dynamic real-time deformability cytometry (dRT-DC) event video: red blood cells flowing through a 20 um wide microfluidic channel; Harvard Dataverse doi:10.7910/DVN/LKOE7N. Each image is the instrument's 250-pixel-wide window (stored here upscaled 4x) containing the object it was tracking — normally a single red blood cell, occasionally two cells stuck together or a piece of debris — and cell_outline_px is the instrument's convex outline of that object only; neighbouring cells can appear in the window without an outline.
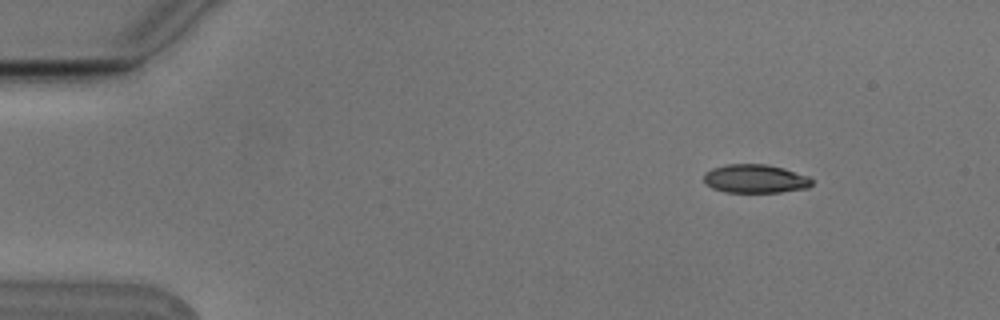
{"species": "Egyptian fruit bat (a non-hibernating species)", "species_latin": "Rousettus aegyptiacus", "temperature_condition": "cold", "stored_images_in_passage": 6, "camera_frame_rate_fps": 3000, "um_per_image_px": 0.085, "animal": {"sex": "male"}, "frame": {"image": 1, "passage_image": 2, "time_ms": 0.333, "image_size_px": [1000, 320], "cell_outline_px": [[812, 184], [808, 188], [780, 192], [724, 192], [712, 188], [704, 184], [704, 172], [712, 168], [728, 164], [764, 164], [784, 168], [808, 176], [812, 180]], "centroid_in_image_um": [64.17, 15.19], "position_along_channel_um": 20.8, "area_um2": 18.09}}
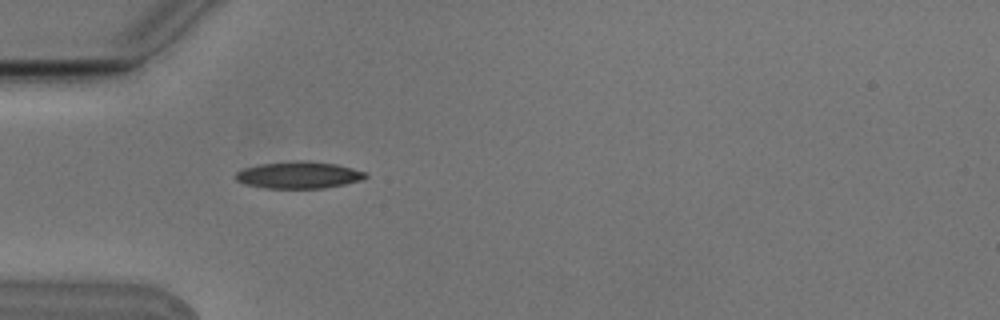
{"frame": {"image": 2, "passage_image": 5, "time_ms": 1.333, "image_size_px": [1000, 320], "cell_outline_px": [[368, 176], [360, 180], [344, 184], [324, 188], [264, 188], [244, 184], [236, 180], [236, 172], [244, 168], [260, 164], [296, 160], [304, 160], [336, 164], [368, 172]], "centroid_in_image_um": [25.39, 14.87], "position_along_channel_um": 59.6, "area_um2": 20.4}}